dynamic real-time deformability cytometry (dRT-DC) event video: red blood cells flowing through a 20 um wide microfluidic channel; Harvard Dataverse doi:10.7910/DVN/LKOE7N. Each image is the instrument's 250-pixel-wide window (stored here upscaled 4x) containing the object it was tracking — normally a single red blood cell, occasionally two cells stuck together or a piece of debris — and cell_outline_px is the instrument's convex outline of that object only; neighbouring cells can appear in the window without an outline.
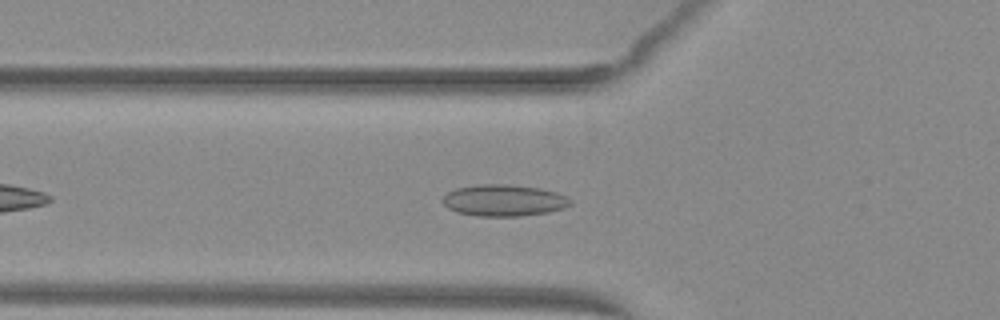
{"species": "common noctule bat (a hibernating species)", "species_latin": "Nyctalus noctula", "temperature_condition": "warm", "stored_images_in_passage": 40, "camera_frame_rate_fps": 3000, "um_per_image_px": 0.085, "animal": {"sex": "female", "body_mass_g": 29.2, "forearm_length_mm": 56.3}, "frame": {"image": 1, "passage_image": 7, "time_ms": 2.0, "image_size_px": [1000, 320], "cell_outline_px": [[572, 204], [564, 208], [548, 212], [520, 216], [476, 216], [456, 212], [448, 208], [440, 200], [448, 192], [456, 188], [480, 184], [508, 184], [540, 188], [556, 192], [572, 200]], "centroid_in_image_um": [42.81, 17.03], "position_along_channel_um": 83.0, "area_um2": 23.58}}
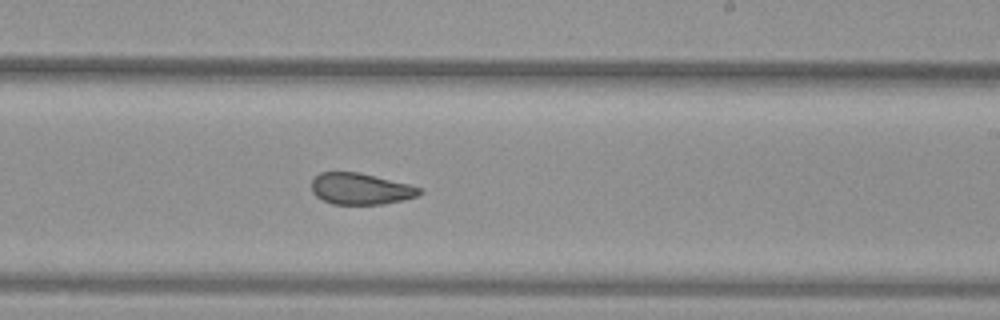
{"frame": {"image": 2, "passage_image": 20, "time_ms": 6.333, "image_size_px": [1000, 320], "cell_outline_px": [[424, 192], [420, 196], [380, 204], [332, 204], [316, 196], [312, 192], [312, 180], [320, 172], [360, 172], [408, 184], [420, 188]], "centroid_in_image_um": [30.65, 16.04], "position_along_channel_um": 258.3, "area_um2": 19.65}}
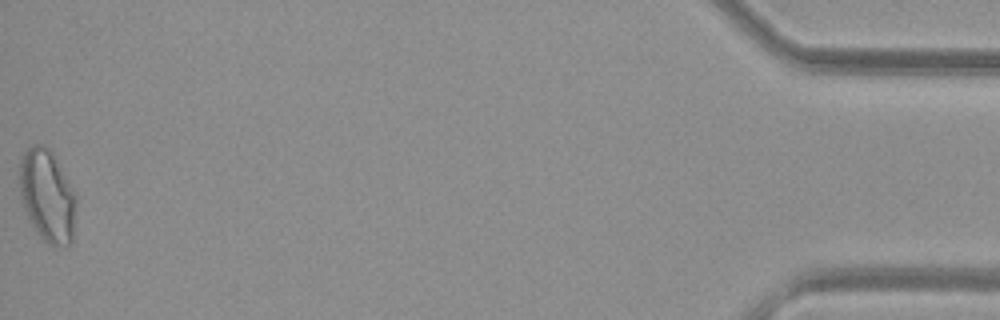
{"frame": {"image": 3, "passage_image": 40, "time_ms": 13.0, "image_size_px": [1000, 320], "cell_outline_px": [[76, 200], [72, 244], [56, 248], [48, 244], [32, 228], [28, 220], [24, 208], [20, 192], [20, 156], [32, 144], [44, 144], [52, 152], [76, 192]], "centroid_in_image_um": [4.03, 16.66], "position_along_channel_um": 431.2, "area_um2": 30.92}, "authors_computed_cell_mechanics": {"area_um2": 21.8195, "velocity_mm_per_s": 4.0445, "shape_relaxation_time_tau1_ms": null, "shape_relaxation_time_tau2_ms": 1.6795, "deformation_change_tau1": null, "deformation_change_tau2": 0.0724}}